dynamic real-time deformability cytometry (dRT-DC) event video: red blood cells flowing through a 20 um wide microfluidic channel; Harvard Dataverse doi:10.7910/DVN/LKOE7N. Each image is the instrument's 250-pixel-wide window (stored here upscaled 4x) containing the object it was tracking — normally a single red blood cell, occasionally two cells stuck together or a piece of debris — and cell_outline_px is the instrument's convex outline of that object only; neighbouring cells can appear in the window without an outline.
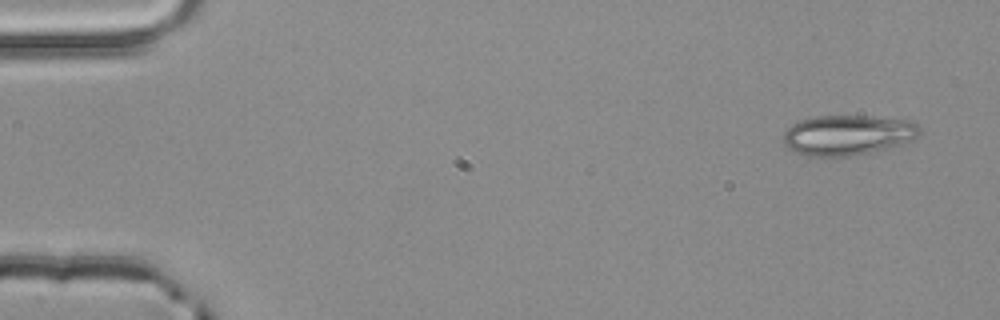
{"species": "common noctule bat (a hibernating species)", "species_latin": "Nyctalus noctula", "temperature_condition": "room temperature", "stored_images_in_passage": 3, "camera_frame_rate_fps": 3000, "um_per_image_px": 0.085, "animal": {"sex": "male", "body_mass_g": 20.4}, "frame": {"image": 1, "passage_image": 1, "time_ms": 0.0, "image_size_px": [1000, 320], "cell_outline_px": [[920, 132], [912, 140], [900, 144], [868, 152], [848, 156], [808, 156], [796, 152], [788, 148], [784, 144], [784, 132], [792, 124], [800, 120], [816, 116], [872, 116], [908, 120], [916, 124], [920, 128]], "centroid_in_image_um": [72.03, 11.46], "position_along_channel_um": 13.0, "area_um2": 31.56}}